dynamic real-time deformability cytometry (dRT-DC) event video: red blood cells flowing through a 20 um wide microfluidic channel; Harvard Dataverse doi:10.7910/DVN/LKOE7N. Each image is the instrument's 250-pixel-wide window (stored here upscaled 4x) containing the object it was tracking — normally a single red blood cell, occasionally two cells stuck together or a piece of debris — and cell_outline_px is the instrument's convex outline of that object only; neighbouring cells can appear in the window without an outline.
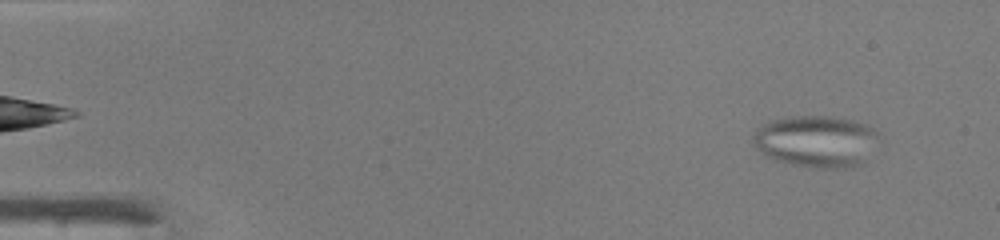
{"species": "common noctule bat (a hibernating species)", "species_latin": "Nyctalus noctula", "temperature_condition": "warm", "stored_images_in_passage": 48, "camera_frame_rate_fps": 3000, "um_per_image_px": 0.085, "animal": {"sex": "male", "body_mass_g": 19.0, "forearm_length_mm": 50.8}, "frame": {"image": 1, "passage_image": 4, "time_ms": 1.0, "image_size_px": [1000, 240], "cell_outline_px": [[880, 140], [864, 164], [852, 168], [816, 168], [792, 164], [772, 160], [764, 156], [752, 140], [752, 136], [764, 124], [772, 120], [792, 116], [828, 116], [852, 120], [868, 124], [876, 132]], "centroid_in_image_um": [69.44, 12.03], "position_along_channel_um": 15.6, "area_um2": 38.38}}
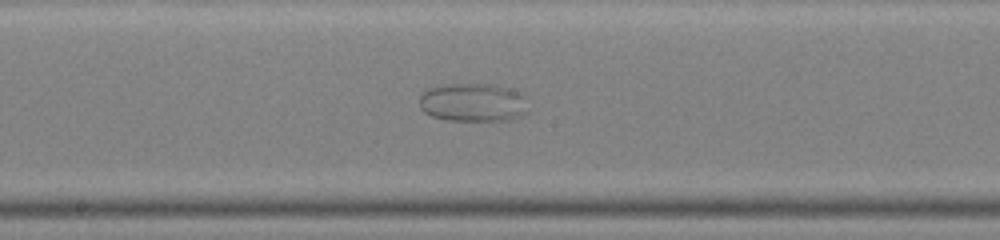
{"frame": {"image": 2, "passage_image": 26, "time_ms": 8.333, "image_size_px": [1000, 240], "cell_outline_px": [[528, 112], [520, 116], [508, 120], [448, 120], [432, 116], [424, 112], [420, 108], [420, 96], [424, 92], [432, 88], [444, 84], [492, 84], [508, 88], [524, 96]], "centroid_in_image_um": [40.2, 8.71], "position_along_channel_um": 208.0, "area_um2": 24.16}}
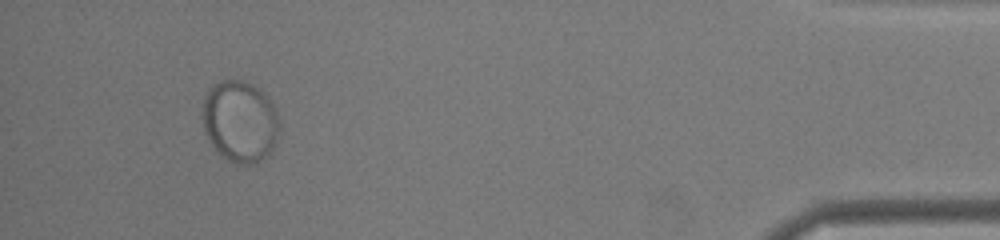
{"frame": {"image": 3, "passage_image": 45, "time_ms": 14.667, "image_size_px": [1000, 240], "cell_outline_px": [[280, 128], [276, 144], [256, 164], [236, 164], [220, 156], [216, 152], [208, 140], [204, 128], [204, 96], [212, 84], [220, 80], [248, 80], [260, 88], [268, 96], [280, 120]], "centroid_in_image_um": [20.41, 10.3], "position_along_channel_um": 414.8, "area_um2": 37.05}}